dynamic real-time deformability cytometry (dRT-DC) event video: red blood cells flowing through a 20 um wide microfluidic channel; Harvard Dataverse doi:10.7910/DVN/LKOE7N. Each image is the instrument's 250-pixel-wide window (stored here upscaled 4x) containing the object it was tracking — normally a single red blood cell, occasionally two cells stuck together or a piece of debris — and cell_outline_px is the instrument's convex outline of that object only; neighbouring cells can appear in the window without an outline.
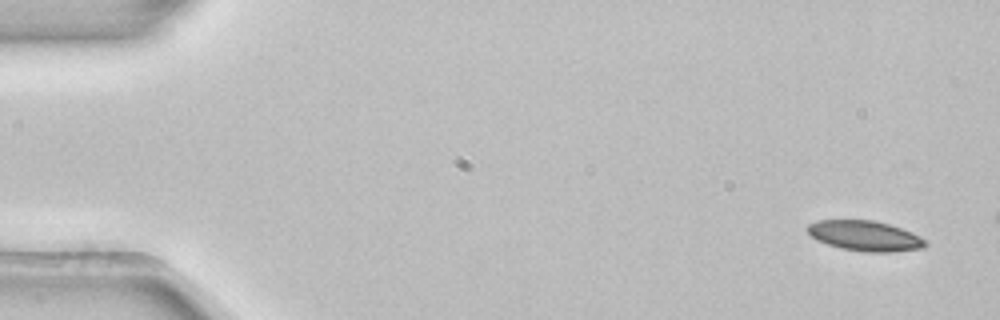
{"species": "common noctule bat (a hibernating species)", "species_latin": "Nyctalus noctula", "temperature_condition": "room temperature", "stored_images_in_passage": 2, "camera_frame_rate_fps": 3000, "um_per_image_px": 0.085, "animal": {"sex": "female", "body_mass_g": 22.7, "forearm_length_mm": 54.2}, "frame": {"image": 1, "passage_image": 1, "time_ms": 0.0, "image_size_px": [1000, 320], "cell_outline_px": [[928, 244], [924, 248], [892, 252], [864, 252], [840, 248], [816, 240], [808, 232], [808, 224], [816, 220], [876, 220], [912, 232], [920, 236]], "centroid_in_image_um": [73.53, 20.05], "position_along_channel_um": 11.5, "area_um2": 20.81}}